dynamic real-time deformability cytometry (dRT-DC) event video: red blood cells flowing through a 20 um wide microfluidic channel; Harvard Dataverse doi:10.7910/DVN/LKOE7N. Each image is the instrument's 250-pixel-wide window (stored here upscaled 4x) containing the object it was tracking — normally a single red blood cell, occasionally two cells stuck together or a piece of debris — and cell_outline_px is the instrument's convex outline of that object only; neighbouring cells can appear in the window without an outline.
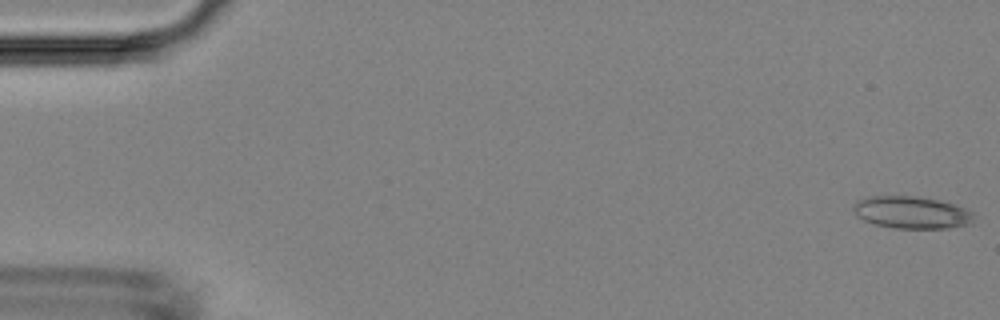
{"species": "Egyptian fruit bat (a non-hibernating species)", "species_latin": "Rousettus aegyptiacus", "temperature_condition": "room temperature", "stored_images_in_passage": 14, "camera_frame_rate_fps": 3000, "um_per_image_px": 0.085, "animal": {"sex": "female"}, "frame": {"image": 1, "passage_image": 1, "time_ms": 0.0, "image_size_px": [1000, 320], "cell_outline_px": [[972, 224], [948, 228], [892, 228], [872, 224], [856, 216], [852, 208], [852, 204], [856, 200], [868, 196], [920, 196], [940, 200], [968, 208], [972, 212]], "centroid_in_image_um": [77.45, 18.05], "position_along_channel_um": 7.5, "area_um2": 23.06}}
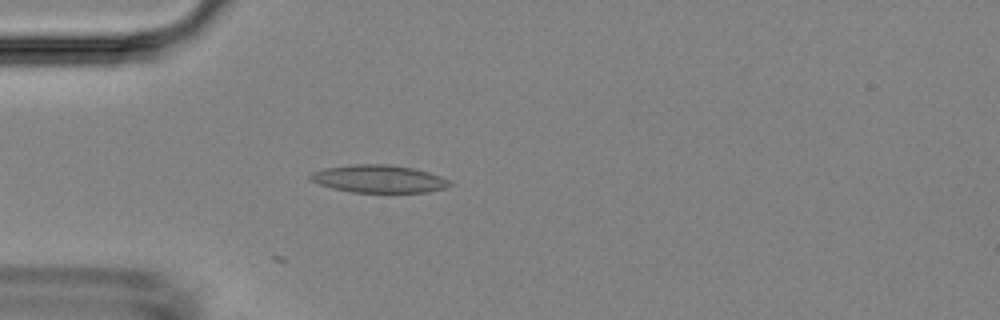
{"frame": {"image": 2, "passage_image": 14, "time_ms": 4.333, "image_size_px": [1000, 320], "cell_outline_px": [[452, 184], [444, 188], [428, 192], [352, 192], [332, 188], [308, 180], [308, 176], [312, 172], [324, 168], [352, 164], [388, 164], [412, 168], [428, 172], [440, 176], [448, 180]], "centroid_in_image_um": [32.15, 15.2], "position_along_channel_um": 52.9, "area_um2": 22.43}}